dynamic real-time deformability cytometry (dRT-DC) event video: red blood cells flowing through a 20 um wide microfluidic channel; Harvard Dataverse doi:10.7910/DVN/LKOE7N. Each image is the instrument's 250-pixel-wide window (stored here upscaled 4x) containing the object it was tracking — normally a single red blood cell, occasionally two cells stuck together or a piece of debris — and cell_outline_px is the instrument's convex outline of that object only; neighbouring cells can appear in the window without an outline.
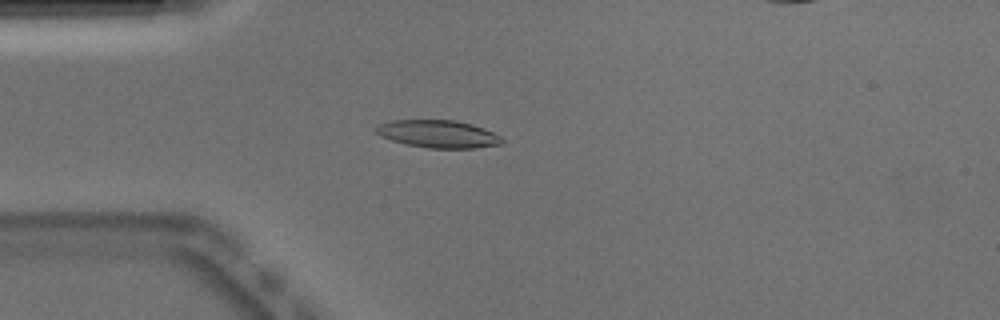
{"species": "Egyptian fruit bat (a non-hibernating species)", "species_latin": "Rousettus aegyptiacus", "temperature_condition": "warm", "stored_images_in_passage": 52, "camera_frame_rate_fps": 3000, "um_per_image_px": 0.085, "animal": {"sex": "male"}, "frame": {"image": 1, "passage_image": 13, "time_ms": 4.0, "image_size_px": [1000, 320], "cell_outline_px": [[504, 140], [500, 144], [476, 148], [428, 148], [408, 144], [392, 140], [380, 136], [376, 132], [376, 128], [380, 124], [392, 120], [456, 120], [472, 124], [484, 128], [500, 136]], "centroid_in_image_um": [37.26, 11.38], "position_along_channel_um": 47.7, "area_um2": 20.11}}
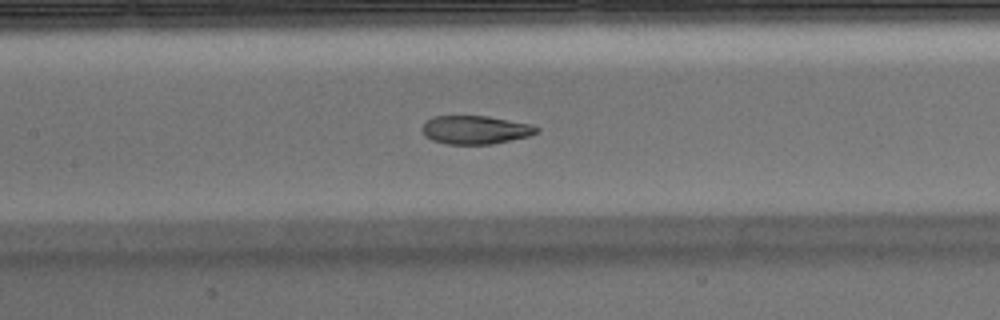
{"frame": {"image": 2, "passage_image": 23, "time_ms": 7.333, "image_size_px": [1000, 320], "cell_outline_px": [[540, 132], [528, 136], [492, 144], [448, 144], [432, 140], [424, 136], [420, 128], [432, 116], [488, 116], [532, 124], [540, 128]], "centroid_in_image_um": [40.41, 11.03], "position_along_channel_um": 167.0, "area_um2": 19.07}}
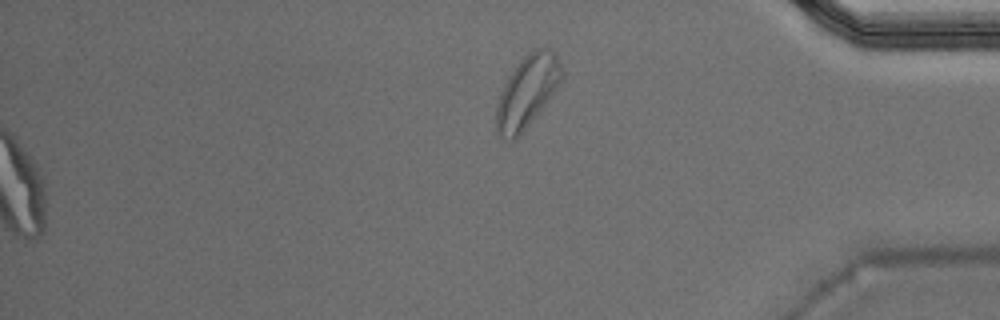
{"frame": {"image": 3, "passage_image": 52, "time_ms": 17.0, "image_size_px": [1000, 320], "cell_outline_px": [[560, 80], [552, 96], [516, 140], [508, 140], [500, 136], [496, 132], [496, 108], [500, 92], [504, 84], [516, 64], [532, 48], [548, 48], [556, 56], [560, 64]], "centroid_in_image_um": [44.76, 7.81], "position_along_channel_um": 390.4, "area_um2": 27.11}, "authors_computed_cell_mechanics": {"area_um2": 20.1144, "velocity_mm_per_s": 3.8835, "shape_relaxation_time_tau1_ms": 10.8559, "shape_relaxation_time_tau2_ms": 1.3018, "deformation_change_tau1": 0.3132, "deformation_change_tau2": 0.0722}}